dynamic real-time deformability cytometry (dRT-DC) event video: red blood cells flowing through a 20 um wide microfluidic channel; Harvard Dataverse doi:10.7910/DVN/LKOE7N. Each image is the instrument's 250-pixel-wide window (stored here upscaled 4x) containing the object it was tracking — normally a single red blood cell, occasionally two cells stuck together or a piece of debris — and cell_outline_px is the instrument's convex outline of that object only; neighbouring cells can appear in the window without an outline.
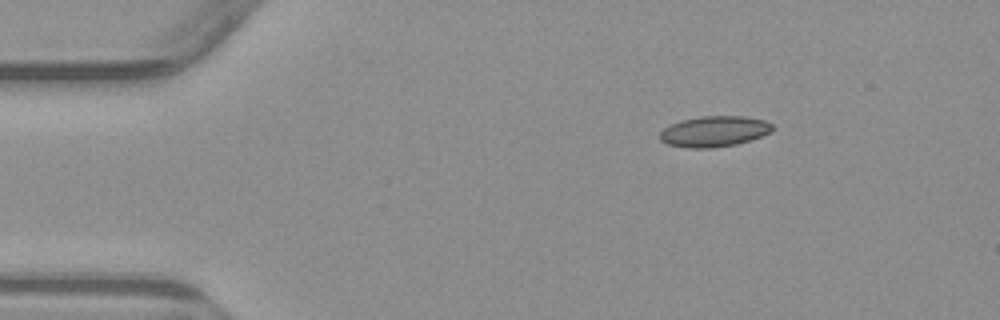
{"species": "common noctule bat (a hibernating species)", "species_latin": "Nyctalus noctula", "temperature_condition": "warm", "stored_images_in_passage": 2, "camera_frame_rate_fps": 3000, "um_per_image_px": 0.085, "animal": {"sex": "male", "body_mass_g": 23.1, "forearm_length_mm": 52.7}, "frame": {"image": 1, "passage_image": 1, "time_ms": 0.0, "image_size_px": [1000, 320], "cell_outline_px": [[772, 132], [736, 144], [712, 148], [688, 148], [668, 144], [660, 140], [660, 132], [664, 128], [680, 120], [700, 116], [744, 116], [764, 120], [772, 124]], "centroid_in_image_um": [60.69, 11.16], "position_along_channel_um": 24.3, "area_um2": 20.06}}